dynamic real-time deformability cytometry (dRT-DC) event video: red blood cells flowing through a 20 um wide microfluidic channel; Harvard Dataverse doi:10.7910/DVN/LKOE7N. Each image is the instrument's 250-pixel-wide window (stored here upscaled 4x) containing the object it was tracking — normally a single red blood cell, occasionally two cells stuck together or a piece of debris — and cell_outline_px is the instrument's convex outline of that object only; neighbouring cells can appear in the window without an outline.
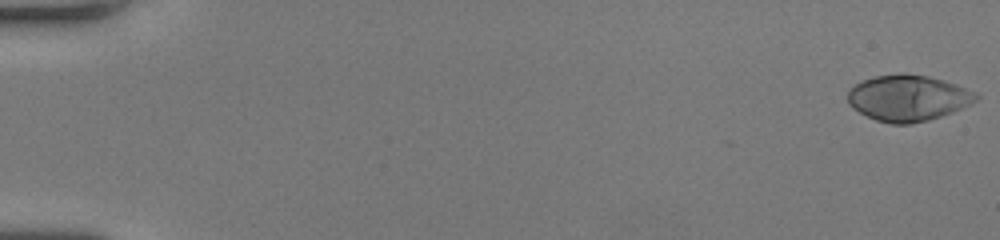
{"species": "human", "species_latin": "Homo sapiens", "temperature_condition": "room temperature", "stored_images_in_passage": 53, "camera_frame_rate_fps": 3000, "um_per_image_px": 0.085, "donor": {"sex": "female"}, "frame": {"image": 1, "passage_image": 1, "time_ms": 0.0, "image_size_px": [1000, 240], "cell_outline_px": [[980, 96], [976, 100], [952, 112], [928, 120], [908, 124], [892, 124], [876, 120], [852, 108], [848, 104], [848, 88], [864, 80], [876, 76], [904, 72], [928, 76], [956, 84]], "centroid_in_image_um": [77.13, 8.32], "position_along_channel_um": 7.9, "area_um2": 34.16}}
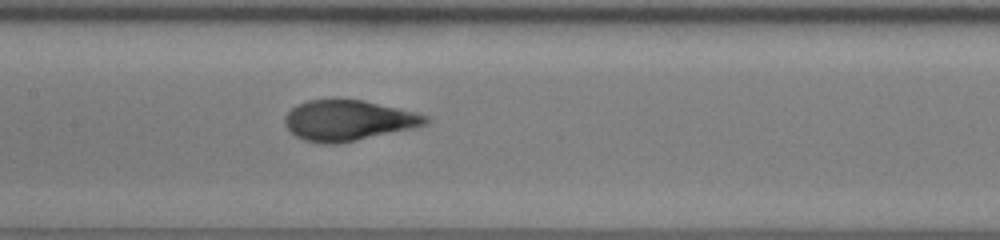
{"frame": {"image": 2, "passage_image": 28, "time_ms": 9.0, "image_size_px": [1000, 240], "cell_outline_px": [[432, 120], [428, 124], [412, 128], [356, 140], [336, 144], [320, 144], [304, 140], [296, 136], [284, 124], [284, 116], [296, 104], [308, 100], [332, 96], [336, 96], [364, 100], [416, 112], [428, 116]], "centroid_in_image_um": [29.57, 10.19], "position_along_channel_um": 177.8, "area_um2": 34.04}}
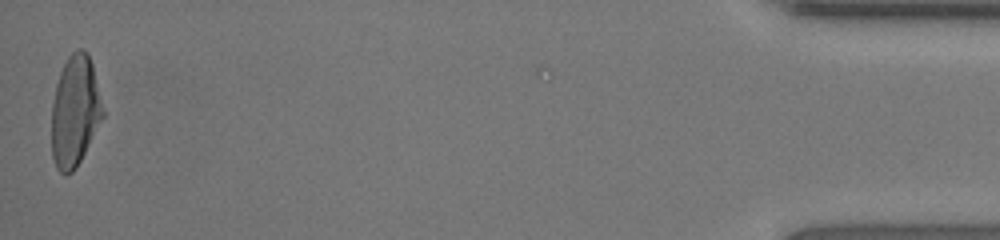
{"frame": {"image": 3, "passage_image": 53, "time_ms": 17.333, "image_size_px": [1000, 240], "cell_outline_px": [[104, 116], [76, 168], [72, 172], [64, 176], [56, 168], [52, 156], [52, 104], [56, 84], [60, 72], [68, 56], [72, 52], [80, 48], [84, 48], [88, 52], [92, 64], [104, 112]], "centroid_in_image_um": [6.36, 9.46], "position_along_channel_um": 428.8, "area_um2": 33.06}, "authors_computed_cell_mechanics": {"area_um2": 33.0616, "velocity_mm_per_s": 4.0686, "shape_relaxation_time_tau1_ms": 4.455, "shape_relaxation_time_tau2_ms": null, "deformation_change_tau1": 0.2345, "deformation_change_tau2": null}}